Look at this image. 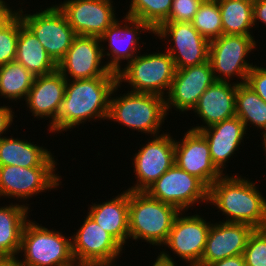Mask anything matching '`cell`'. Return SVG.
<instances>
[{
	"label": "cell",
	"mask_w": 266,
	"mask_h": 266,
	"mask_svg": "<svg viewBox=\"0 0 266 266\" xmlns=\"http://www.w3.org/2000/svg\"><path fill=\"white\" fill-rule=\"evenodd\" d=\"M145 192L152 198L176 207L183 213L198 202L208 203L209 188L196 176L174 164Z\"/></svg>",
	"instance_id": "cell-9"
},
{
	"label": "cell",
	"mask_w": 266,
	"mask_h": 266,
	"mask_svg": "<svg viewBox=\"0 0 266 266\" xmlns=\"http://www.w3.org/2000/svg\"><path fill=\"white\" fill-rule=\"evenodd\" d=\"M262 22L266 25V0H255L253 2V23Z\"/></svg>",
	"instance_id": "cell-38"
},
{
	"label": "cell",
	"mask_w": 266,
	"mask_h": 266,
	"mask_svg": "<svg viewBox=\"0 0 266 266\" xmlns=\"http://www.w3.org/2000/svg\"><path fill=\"white\" fill-rule=\"evenodd\" d=\"M207 140L213 164L222 173L226 162L238 150L245 138L246 128L237 117L223 120L199 131Z\"/></svg>",
	"instance_id": "cell-23"
},
{
	"label": "cell",
	"mask_w": 266,
	"mask_h": 266,
	"mask_svg": "<svg viewBox=\"0 0 266 266\" xmlns=\"http://www.w3.org/2000/svg\"><path fill=\"white\" fill-rule=\"evenodd\" d=\"M17 12L13 11L12 8L4 0H0V28Z\"/></svg>",
	"instance_id": "cell-40"
},
{
	"label": "cell",
	"mask_w": 266,
	"mask_h": 266,
	"mask_svg": "<svg viewBox=\"0 0 266 266\" xmlns=\"http://www.w3.org/2000/svg\"><path fill=\"white\" fill-rule=\"evenodd\" d=\"M266 102V68L254 65L247 75L246 83Z\"/></svg>",
	"instance_id": "cell-36"
},
{
	"label": "cell",
	"mask_w": 266,
	"mask_h": 266,
	"mask_svg": "<svg viewBox=\"0 0 266 266\" xmlns=\"http://www.w3.org/2000/svg\"><path fill=\"white\" fill-rule=\"evenodd\" d=\"M182 211L176 216L169 236L163 244L184 259L188 266H198L204 252L211 222L200 215L182 216Z\"/></svg>",
	"instance_id": "cell-16"
},
{
	"label": "cell",
	"mask_w": 266,
	"mask_h": 266,
	"mask_svg": "<svg viewBox=\"0 0 266 266\" xmlns=\"http://www.w3.org/2000/svg\"><path fill=\"white\" fill-rule=\"evenodd\" d=\"M261 135L263 137V139H262L263 143L262 144L264 145L263 148H264V151H265V154H266V133H262ZM265 157H266V155H265Z\"/></svg>",
	"instance_id": "cell-44"
},
{
	"label": "cell",
	"mask_w": 266,
	"mask_h": 266,
	"mask_svg": "<svg viewBox=\"0 0 266 266\" xmlns=\"http://www.w3.org/2000/svg\"><path fill=\"white\" fill-rule=\"evenodd\" d=\"M83 222L71 236L72 255L77 266L115 262L123 247L88 214Z\"/></svg>",
	"instance_id": "cell-14"
},
{
	"label": "cell",
	"mask_w": 266,
	"mask_h": 266,
	"mask_svg": "<svg viewBox=\"0 0 266 266\" xmlns=\"http://www.w3.org/2000/svg\"><path fill=\"white\" fill-rule=\"evenodd\" d=\"M207 266H246V264L243 255H237L215 261Z\"/></svg>",
	"instance_id": "cell-39"
},
{
	"label": "cell",
	"mask_w": 266,
	"mask_h": 266,
	"mask_svg": "<svg viewBox=\"0 0 266 266\" xmlns=\"http://www.w3.org/2000/svg\"><path fill=\"white\" fill-rule=\"evenodd\" d=\"M119 86L118 77L67 80L56 116V132L73 129L86 120L107 119L111 94L115 95Z\"/></svg>",
	"instance_id": "cell-1"
},
{
	"label": "cell",
	"mask_w": 266,
	"mask_h": 266,
	"mask_svg": "<svg viewBox=\"0 0 266 266\" xmlns=\"http://www.w3.org/2000/svg\"><path fill=\"white\" fill-rule=\"evenodd\" d=\"M18 10L16 13L21 17L23 24L37 37L47 54L58 64L76 36L63 12L53 4L44 11L39 10L34 14H24L22 8Z\"/></svg>",
	"instance_id": "cell-8"
},
{
	"label": "cell",
	"mask_w": 266,
	"mask_h": 266,
	"mask_svg": "<svg viewBox=\"0 0 266 266\" xmlns=\"http://www.w3.org/2000/svg\"><path fill=\"white\" fill-rule=\"evenodd\" d=\"M235 111L246 130L251 124L266 133V102L247 84L237 85Z\"/></svg>",
	"instance_id": "cell-29"
},
{
	"label": "cell",
	"mask_w": 266,
	"mask_h": 266,
	"mask_svg": "<svg viewBox=\"0 0 266 266\" xmlns=\"http://www.w3.org/2000/svg\"><path fill=\"white\" fill-rule=\"evenodd\" d=\"M234 176L222 175L210 187L208 202L227 216L230 223H244L254 229L266 228V199L256 182Z\"/></svg>",
	"instance_id": "cell-2"
},
{
	"label": "cell",
	"mask_w": 266,
	"mask_h": 266,
	"mask_svg": "<svg viewBox=\"0 0 266 266\" xmlns=\"http://www.w3.org/2000/svg\"><path fill=\"white\" fill-rule=\"evenodd\" d=\"M66 82L58 70L48 75L36 76L25 99L33 116L51 118L48 130L53 133H56V116L64 99Z\"/></svg>",
	"instance_id": "cell-21"
},
{
	"label": "cell",
	"mask_w": 266,
	"mask_h": 266,
	"mask_svg": "<svg viewBox=\"0 0 266 266\" xmlns=\"http://www.w3.org/2000/svg\"><path fill=\"white\" fill-rule=\"evenodd\" d=\"M193 27L209 42L223 34L217 0H204L191 21Z\"/></svg>",
	"instance_id": "cell-32"
},
{
	"label": "cell",
	"mask_w": 266,
	"mask_h": 266,
	"mask_svg": "<svg viewBox=\"0 0 266 266\" xmlns=\"http://www.w3.org/2000/svg\"><path fill=\"white\" fill-rule=\"evenodd\" d=\"M238 1L254 2L255 0H238Z\"/></svg>",
	"instance_id": "cell-45"
},
{
	"label": "cell",
	"mask_w": 266,
	"mask_h": 266,
	"mask_svg": "<svg viewBox=\"0 0 266 266\" xmlns=\"http://www.w3.org/2000/svg\"><path fill=\"white\" fill-rule=\"evenodd\" d=\"M28 221L23 229L18 260L22 266H77L72 255L71 237Z\"/></svg>",
	"instance_id": "cell-5"
},
{
	"label": "cell",
	"mask_w": 266,
	"mask_h": 266,
	"mask_svg": "<svg viewBox=\"0 0 266 266\" xmlns=\"http://www.w3.org/2000/svg\"><path fill=\"white\" fill-rule=\"evenodd\" d=\"M175 164L188 174L196 176L208 188L223 174L213 164L205 137L189 129L182 140L175 141Z\"/></svg>",
	"instance_id": "cell-19"
},
{
	"label": "cell",
	"mask_w": 266,
	"mask_h": 266,
	"mask_svg": "<svg viewBox=\"0 0 266 266\" xmlns=\"http://www.w3.org/2000/svg\"><path fill=\"white\" fill-rule=\"evenodd\" d=\"M237 85L236 82L231 84L230 81H216L209 86L192 110L207 126L202 124L201 126L192 127L191 130L200 131L205 127L236 116L235 96Z\"/></svg>",
	"instance_id": "cell-22"
},
{
	"label": "cell",
	"mask_w": 266,
	"mask_h": 266,
	"mask_svg": "<svg viewBox=\"0 0 266 266\" xmlns=\"http://www.w3.org/2000/svg\"><path fill=\"white\" fill-rule=\"evenodd\" d=\"M256 41L252 35L222 34L210 41L209 56L212 71L217 81L228 82L232 77H239L245 84L247 75L254 66L245 57L256 49ZM219 74V75H217Z\"/></svg>",
	"instance_id": "cell-7"
},
{
	"label": "cell",
	"mask_w": 266,
	"mask_h": 266,
	"mask_svg": "<svg viewBox=\"0 0 266 266\" xmlns=\"http://www.w3.org/2000/svg\"><path fill=\"white\" fill-rule=\"evenodd\" d=\"M125 66L117 73L119 84L129 83L133 88L131 92L151 93L166 98L176 72L174 61L167 51L137 54Z\"/></svg>",
	"instance_id": "cell-6"
},
{
	"label": "cell",
	"mask_w": 266,
	"mask_h": 266,
	"mask_svg": "<svg viewBox=\"0 0 266 266\" xmlns=\"http://www.w3.org/2000/svg\"><path fill=\"white\" fill-rule=\"evenodd\" d=\"M158 136V137H157ZM133 157L134 173L138 180L129 191H145L175 164V140L171 134L154 135Z\"/></svg>",
	"instance_id": "cell-12"
},
{
	"label": "cell",
	"mask_w": 266,
	"mask_h": 266,
	"mask_svg": "<svg viewBox=\"0 0 266 266\" xmlns=\"http://www.w3.org/2000/svg\"><path fill=\"white\" fill-rule=\"evenodd\" d=\"M29 209L25 204L17 203L0 207V260L18 258Z\"/></svg>",
	"instance_id": "cell-26"
},
{
	"label": "cell",
	"mask_w": 266,
	"mask_h": 266,
	"mask_svg": "<svg viewBox=\"0 0 266 266\" xmlns=\"http://www.w3.org/2000/svg\"><path fill=\"white\" fill-rule=\"evenodd\" d=\"M11 109L10 106H0V139L13 123L14 112Z\"/></svg>",
	"instance_id": "cell-37"
},
{
	"label": "cell",
	"mask_w": 266,
	"mask_h": 266,
	"mask_svg": "<svg viewBox=\"0 0 266 266\" xmlns=\"http://www.w3.org/2000/svg\"><path fill=\"white\" fill-rule=\"evenodd\" d=\"M220 8L223 34L251 35L253 2L217 0Z\"/></svg>",
	"instance_id": "cell-28"
},
{
	"label": "cell",
	"mask_w": 266,
	"mask_h": 266,
	"mask_svg": "<svg viewBox=\"0 0 266 266\" xmlns=\"http://www.w3.org/2000/svg\"><path fill=\"white\" fill-rule=\"evenodd\" d=\"M110 98L108 120L154 136L166 119L165 98L151 93L128 91L125 95Z\"/></svg>",
	"instance_id": "cell-4"
},
{
	"label": "cell",
	"mask_w": 266,
	"mask_h": 266,
	"mask_svg": "<svg viewBox=\"0 0 266 266\" xmlns=\"http://www.w3.org/2000/svg\"><path fill=\"white\" fill-rule=\"evenodd\" d=\"M34 79L22 64L16 61L5 64L0 67V96L12 101L26 99Z\"/></svg>",
	"instance_id": "cell-30"
},
{
	"label": "cell",
	"mask_w": 266,
	"mask_h": 266,
	"mask_svg": "<svg viewBox=\"0 0 266 266\" xmlns=\"http://www.w3.org/2000/svg\"><path fill=\"white\" fill-rule=\"evenodd\" d=\"M216 81L209 60L199 65L176 69L165 98L166 111L172 107L179 112L193 110L201 95Z\"/></svg>",
	"instance_id": "cell-17"
},
{
	"label": "cell",
	"mask_w": 266,
	"mask_h": 266,
	"mask_svg": "<svg viewBox=\"0 0 266 266\" xmlns=\"http://www.w3.org/2000/svg\"><path fill=\"white\" fill-rule=\"evenodd\" d=\"M100 42L98 37L76 35L71 47L58 62L57 70L70 81L95 77H118L117 73L112 72L106 64L102 65L103 45Z\"/></svg>",
	"instance_id": "cell-10"
},
{
	"label": "cell",
	"mask_w": 266,
	"mask_h": 266,
	"mask_svg": "<svg viewBox=\"0 0 266 266\" xmlns=\"http://www.w3.org/2000/svg\"><path fill=\"white\" fill-rule=\"evenodd\" d=\"M15 61L22 64L35 77L57 70V64L47 54L37 37L23 24L19 16V36Z\"/></svg>",
	"instance_id": "cell-27"
},
{
	"label": "cell",
	"mask_w": 266,
	"mask_h": 266,
	"mask_svg": "<svg viewBox=\"0 0 266 266\" xmlns=\"http://www.w3.org/2000/svg\"><path fill=\"white\" fill-rule=\"evenodd\" d=\"M18 259L19 258L12 260H0V266H22Z\"/></svg>",
	"instance_id": "cell-42"
},
{
	"label": "cell",
	"mask_w": 266,
	"mask_h": 266,
	"mask_svg": "<svg viewBox=\"0 0 266 266\" xmlns=\"http://www.w3.org/2000/svg\"><path fill=\"white\" fill-rule=\"evenodd\" d=\"M19 15L15 13L0 28V67L16 59Z\"/></svg>",
	"instance_id": "cell-33"
},
{
	"label": "cell",
	"mask_w": 266,
	"mask_h": 266,
	"mask_svg": "<svg viewBox=\"0 0 266 266\" xmlns=\"http://www.w3.org/2000/svg\"><path fill=\"white\" fill-rule=\"evenodd\" d=\"M112 0H66L57 6L76 35L100 38L116 20Z\"/></svg>",
	"instance_id": "cell-15"
},
{
	"label": "cell",
	"mask_w": 266,
	"mask_h": 266,
	"mask_svg": "<svg viewBox=\"0 0 266 266\" xmlns=\"http://www.w3.org/2000/svg\"><path fill=\"white\" fill-rule=\"evenodd\" d=\"M154 34L160 40L168 38V44L173 43L167 52L172 57L176 69L208 61L210 42L192 26L191 22H163Z\"/></svg>",
	"instance_id": "cell-11"
},
{
	"label": "cell",
	"mask_w": 266,
	"mask_h": 266,
	"mask_svg": "<svg viewBox=\"0 0 266 266\" xmlns=\"http://www.w3.org/2000/svg\"><path fill=\"white\" fill-rule=\"evenodd\" d=\"M89 209L88 215L123 247L129 239V190Z\"/></svg>",
	"instance_id": "cell-24"
},
{
	"label": "cell",
	"mask_w": 266,
	"mask_h": 266,
	"mask_svg": "<svg viewBox=\"0 0 266 266\" xmlns=\"http://www.w3.org/2000/svg\"><path fill=\"white\" fill-rule=\"evenodd\" d=\"M254 230L252 226L244 223H230L224 220L212 223L198 266H207L218 260L242 255Z\"/></svg>",
	"instance_id": "cell-20"
},
{
	"label": "cell",
	"mask_w": 266,
	"mask_h": 266,
	"mask_svg": "<svg viewBox=\"0 0 266 266\" xmlns=\"http://www.w3.org/2000/svg\"><path fill=\"white\" fill-rule=\"evenodd\" d=\"M56 167L0 166V196L27 200L61 184ZM60 181V183H59Z\"/></svg>",
	"instance_id": "cell-13"
},
{
	"label": "cell",
	"mask_w": 266,
	"mask_h": 266,
	"mask_svg": "<svg viewBox=\"0 0 266 266\" xmlns=\"http://www.w3.org/2000/svg\"><path fill=\"white\" fill-rule=\"evenodd\" d=\"M203 0H173L169 17L164 22H191Z\"/></svg>",
	"instance_id": "cell-35"
},
{
	"label": "cell",
	"mask_w": 266,
	"mask_h": 266,
	"mask_svg": "<svg viewBox=\"0 0 266 266\" xmlns=\"http://www.w3.org/2000/svg\"><path fill=\"white\" fill-rule=\"evenodd\" d=\"M242 255L246 266H266V228L253 231Z\"/></svg>",
	"instance_id": "cell-34"
},
{
	"label": "cell",
	"mask_w": 266,
	"mask_h": 266,
	"mask_svg": "<svg viewBox=\"0 0 266 266\" xmlns=\"http://www.w3.org/2000/svg\"><path fill=\"white\" fill-rule=\"evenodd\" d=\"M173 0H131L126 16L146 22L154 31L169 17Z\"/></svg>",
	"instance_id": "cell-31"
},
{
	"label": "cell",
	"mask_w": 266,
	"mask_h": 266,
	"mask_svg": "<svg viewBox=\"0 0 266 266\" xmlns=\"http://www.w3.org/2000/svg\"><path fill=\"white\" fill-rule=\"evenodd\" d=\"M123 21L125 24H123ZM123 21L118 19L106 29L104 34L100 37L101 43L108 41V52H104L105 47H102L103 57L106 55L108 62L107 67L114 73H118L122 68L120 63L123 60H127L129 63L134 57L137 56V52H140L139 39L140 34L143 31H149L154 34V30L146 23L135 18L124 16ZM127 24V25H126ZM124 25V26H122ZM139 48H138V47ZM136 52V53H135ZM136 54V55H135Z\"/></svg>",
	"instance_id": "cell-18"
},
{
	"label": "cell",
	"mask_w": 266,
	"mask_h": 266,
	"mask_svg": "<svg viewBox=\"0 0 266 266\" xmlns=\"http://www.w3.org/2000/svg\"><path fill=\"white\" fill-rule=\"evenodd\" d=\"M113 263L114 262L88 263L81 266H113L114 265Z\"/></svg>",
	"instance_id": "cell-43"
},
{
	"label": "cell",
	"mask_w": 266,
	"mask_h": 266,
	"mask_svg": "<svg viewBox=\"0 0 266 266\" xmlns=\"http://www.w3.org/2000/svg\"><path fill=\"white\" fill-rule=\"evenodd\" d=\"M52 156L48 149L28 140L8 136L0 139V166L56 167L57 162Z\"/></svg>",
	"instance_id": "cell-25"
},
{
	"label": "cell",
	"mask_w": 266,
	"mask_h": 266,
	"mask_svg": "<svg viewBox=\"0 0 266 266\" xmlns=\"http://www.w3.org/2000/svg\"><path fill=\"white\" fill-rule=\"evenodd\" d=\"M180 211L150 197L145 191H129V239L162 246Z\"/></svg>",
	"instance_id": "cell-3"
},
{
	"label": "cell",
	"mask_w": 266,
	"mask_h": 266,
	"mask_svg": "<svg viewBox=\"0 0 266 266\" xmlns=\"http://www.w3.org/2000/svg\"><path fill=\"white\" fill-rule=\"evenodd\" d=\"M153 266H177L174 259L166 253V251H160Z\"/></svg>",
	"instance_id": "cell-41"
}]
</instances>
